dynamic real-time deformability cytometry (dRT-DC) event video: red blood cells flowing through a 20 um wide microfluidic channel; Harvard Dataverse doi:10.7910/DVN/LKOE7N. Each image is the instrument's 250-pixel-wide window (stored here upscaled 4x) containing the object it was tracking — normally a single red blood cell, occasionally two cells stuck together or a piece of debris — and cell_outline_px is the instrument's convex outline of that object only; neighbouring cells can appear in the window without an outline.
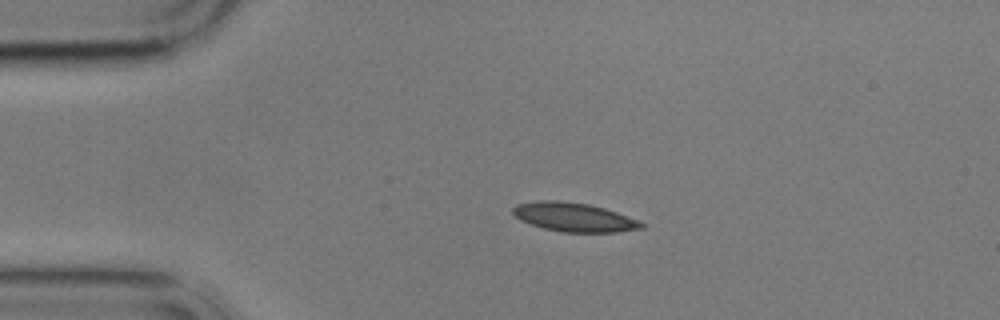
{"species": "common noctule bat (a hibernating species)", "species_latin": "Nyctalus noctula", "temperature_condition": "cold", "stored_images_in_passage": 2, "camera_frame_rate_fps": 3000, "um_per_image_px": 0.085, "animal": {"sex": "male", "body_mass_g": 17.9}, "frame": {"image": 1, "passage_image": 1, "time_ms": 0.0, "image_size_px": [1000, 320], "cell_outline_px": [[644, 228], [616, 232], [564, 232], [544, 228], [520, 220], [512, 212], [512, 208], [516, 204], [536, 200], [556, 200], [588, 204], [604, 208], [616, 212], [636, 220], [644, 224]], "centroid_in_image_um": [48.75, 18.45], "position_along_channel_um": 36.3, "area_um2": 21.44}}